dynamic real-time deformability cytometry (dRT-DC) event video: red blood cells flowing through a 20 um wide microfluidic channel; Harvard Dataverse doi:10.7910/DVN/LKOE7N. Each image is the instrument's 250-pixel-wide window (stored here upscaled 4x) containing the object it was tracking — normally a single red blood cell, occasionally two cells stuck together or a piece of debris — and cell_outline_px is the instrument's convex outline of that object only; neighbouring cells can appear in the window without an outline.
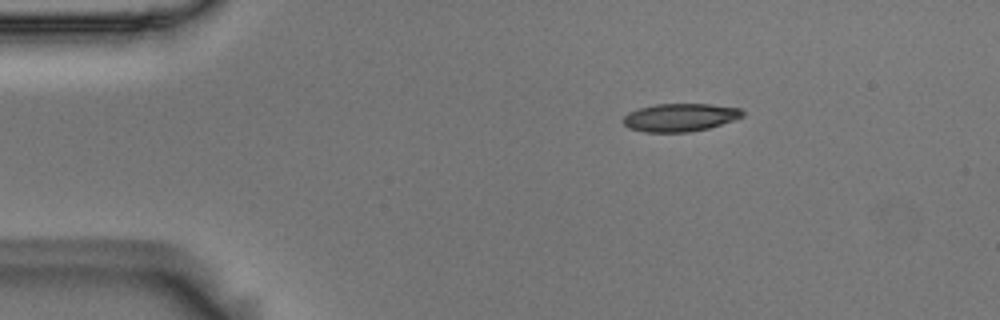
{"species": "Egyptian fruit bat (a non-hibernating species)", "species_latin": "Rousettus aegyptiacus", "temperature_condition": "room temperature", "stored_images_in_passage": 4, "camera_frame_rate_fps": 3000, "um_per_image_px": 0.085, "animal": {"sex": "male"}, "frame": {"image": 1, "passage_image": 1, "time_ms": 0.0, "image_size_px": [1000, 320], "cell_outline_px": [[744, 116], [708, 128], [688, 132], [644, 132], [628, 128], [620, 120], [628, 112], [640, 108], [656, 104], [712, 104], [740, 108], [744, 112]], "centroid_in_image_um": [57.77, 9.98], "position_along_channel_um": 27.2, "area_um2": 19.48}}